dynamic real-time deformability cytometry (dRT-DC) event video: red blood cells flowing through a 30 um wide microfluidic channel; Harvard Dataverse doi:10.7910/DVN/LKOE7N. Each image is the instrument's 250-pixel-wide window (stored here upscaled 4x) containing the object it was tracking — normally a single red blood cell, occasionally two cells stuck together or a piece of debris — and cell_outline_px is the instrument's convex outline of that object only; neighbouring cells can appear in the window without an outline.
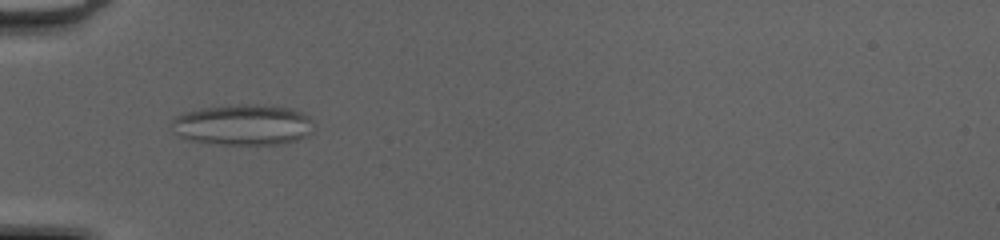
{"species": "common noctule bat (a hibernating species)", "species_latin": "Nyctalus noctula", "temperature_condition": "cold", "stored_images_in_passage": 48, "camera_frame_rate_fps": 3000, "um_per_image_px": 0.085, "animal": {"sex": "female", "body_mass_g": 20.0, "forearm_length_mm": 54.0}, "frame": {"image": 1, "passage_image": 15, "time_ms": 4.667, "image_size_px": [1000, 240], "cell_outline_px": [[312, 132], [308, 136], [296, 140], [280, 144], [216, 144], [188, 140], [180, 136], [176, 132], [172, 124], [172, 120], [176, 116], [184, 112], [200, 108], [240, 104], [256, 104], [288, 108], [300, 112], [308, 116], [312, 120]], "centroid_in_image_um": [20.66, 10.61], "position_along_channel_um": 64.3, "area_um2": 33.7}}
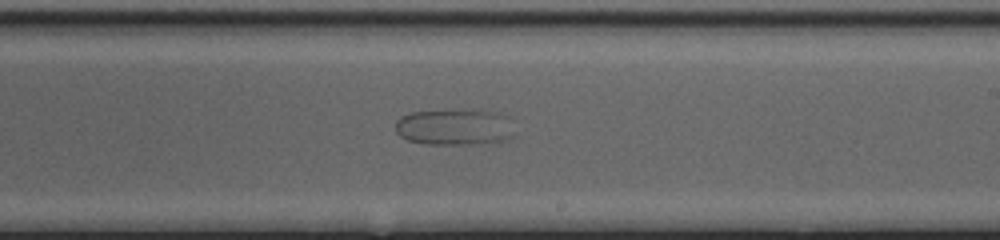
{"frame": {"image": 2, "passage_image": 29, "time_ms": 9.333, "image_size_px": [1000, 240], "cell_outline_px": [[512, 136], [504, 140], [472, 144], [424, 144], [408, 140], [400, 136], [396, 132], [396, 120], [400, 116], [412, 112], [472, 108], [480, 108], [500, 112], [512, 116]], "centroid_in_image_um": [38.68, 10.75], "position_along_channel_um": 250.3, "area_um2": 26.01}}
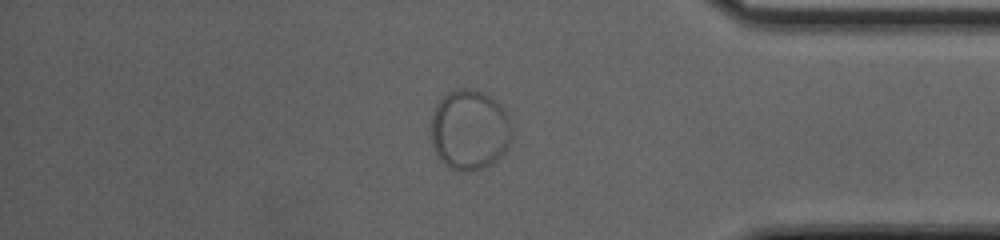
{"frame": {"image": 3, "passage_image": 41, "time_ms": 13.333, "image_size_px": [1000, 240], "cell_outline_px": [[512, 140], [504, 152], [492, 164], [468, 172], [460, 172], [448, 168], [440, 160], [432, 144], [432, 116], [440, 100], [448, 92], [456, 88], [464, 88], [484, 92], [508, 116], [512, 124]], "centroid_in_image_um": [39.92, 11.07], "position_along_channel_um": 395.3, "area_um2": 37.63}}